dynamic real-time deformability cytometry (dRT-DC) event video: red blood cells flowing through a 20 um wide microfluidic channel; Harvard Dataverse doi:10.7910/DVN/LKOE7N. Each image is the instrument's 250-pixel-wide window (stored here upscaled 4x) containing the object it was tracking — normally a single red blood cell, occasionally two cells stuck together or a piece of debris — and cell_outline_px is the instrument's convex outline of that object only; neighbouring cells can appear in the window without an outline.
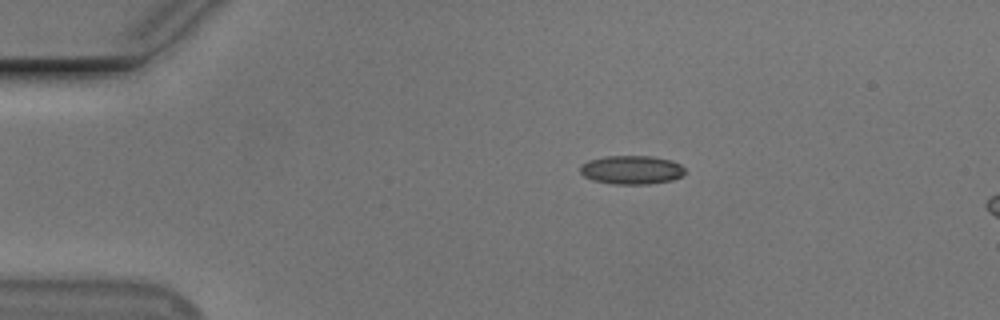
{"species": "Egyptian fruit bat (a non-hibernating species)", "species_latin": "Rousettus aegyptiacus", "temperature_condition": "cold", "stored_images_in_passage": 4, "camera_frame_rate_fps": 3000, "um_per_image_px": 0.085, "animal": {"sex": "male"}, "frame": {"image": 1, "passage_image": 1, "time_ms": 0.0, "image_size_px": [1000, 320], "cell_outline_px": [[684, 172], [680, 176], [672, 180], [648, 184], [612, 184], [592, 180], [584, 176], [580, 172], [580, 164], [588, 160], [604, 156], [652, 156], [672, 160], [680, 164], [684, 168]], "centroid_in_image_um": [53.65, 14.43], "position_along_channel_um": 31.4, "area_um2": 17.63}}